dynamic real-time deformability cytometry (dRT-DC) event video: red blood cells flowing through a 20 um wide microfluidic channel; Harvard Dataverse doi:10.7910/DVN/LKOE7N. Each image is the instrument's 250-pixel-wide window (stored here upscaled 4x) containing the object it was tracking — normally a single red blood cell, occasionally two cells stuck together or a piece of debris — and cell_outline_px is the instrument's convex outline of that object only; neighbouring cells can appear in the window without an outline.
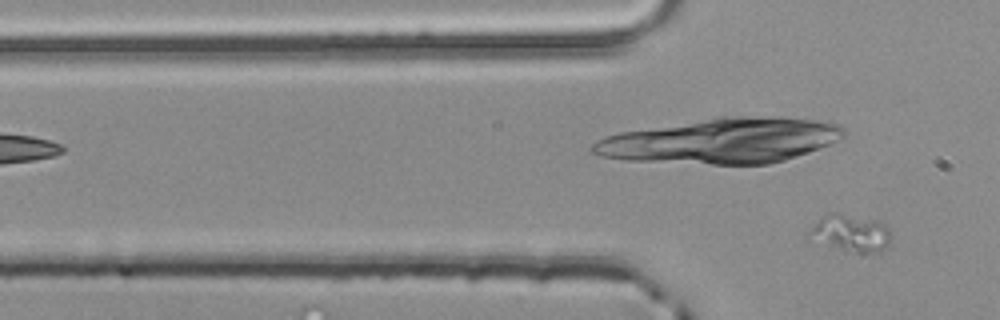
{"species": "common noctule bat (a hibernating species)", "species_latin": "Nyctalus noctula", "temperature_condition": "room temperature", "stored_images_in_passage": 4, "camera_frame_rate_fps": 3000, "um_per_image_px": 0.085, "animal": {"sex": "male", "body_mass_g": 20.4}, "frame": {"image": 1, "passage_image": 4, "time_ms": 1.0, "image_size_px": [1000, 320], "cell_outline_px": [[888, 244], [884, 248], [876, 252], [860, 256], [804, 240], [804, 236], [820, 216], [840, 212], [872, 220], [888, 228]], "centroid_in_image_um": [72.13, 19.88], "position_along_channel_um": 53.7, "area_um2": 18.38}}